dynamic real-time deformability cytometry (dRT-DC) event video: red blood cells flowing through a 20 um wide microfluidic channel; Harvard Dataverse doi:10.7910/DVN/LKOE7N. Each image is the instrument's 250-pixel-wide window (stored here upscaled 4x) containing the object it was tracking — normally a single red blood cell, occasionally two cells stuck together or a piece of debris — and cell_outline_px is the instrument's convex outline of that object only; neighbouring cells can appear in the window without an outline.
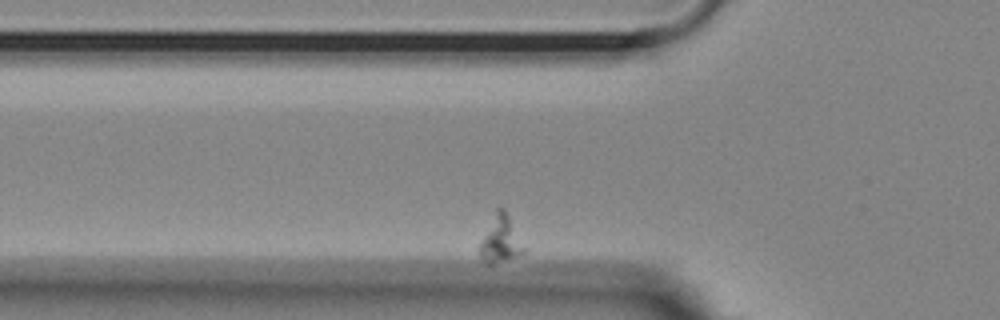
{"species": "Egyptian fruit bat (a non-hibernating species)", "species_latin": "Rousettus aegyptiacus", "temperature_condition": "room temperature", "stored_images_in_passage": 50, "segment_of_instrument_passage": [2, 2], "camera_frame_rate_fps": 3000, "um_per_image_px": 0.085, "animal": {"sex": "female"}, "frame": {"image": 1, "passage_image": 8, "time_ms": 2.333, "image_size_px": [1000, 320], "cell_outline_px": [[524, 252], [516, 256], [492, 264], [488, 264], [480, 256], [480, 244], [496, 208], [504, 208], [524, 248]], "centroid_in_image_um": [42.52, 20.35], "position_along_channel_um": 83.3, "area_um2": 11.33}}
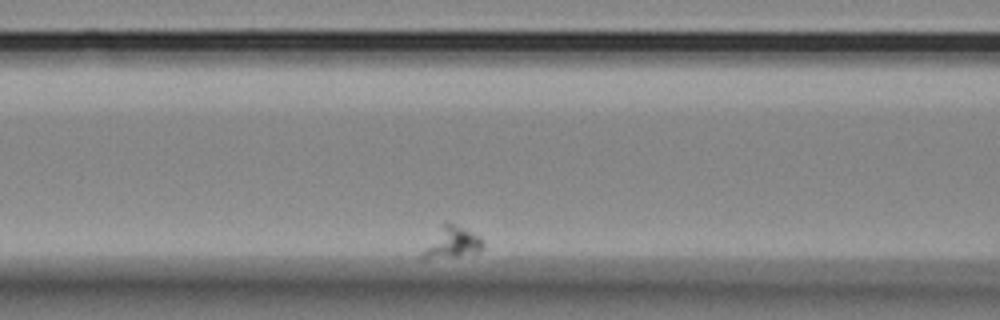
{"frame": {"image": 2, "passage_image": 15, "time_ms": 4.667, "image_size_px": [1000, 320], "cell_outline_px": [[484, 248], [480, 252], [456, 256], [424, 260], [420, 260], [420, 256], [444, 224], [452, 224], [480, 236], [484, 240]], "centroid_in_image_um": [38.49, 20.69], "position_along_channel_um": 128.1, "area_um2": 10.46}}
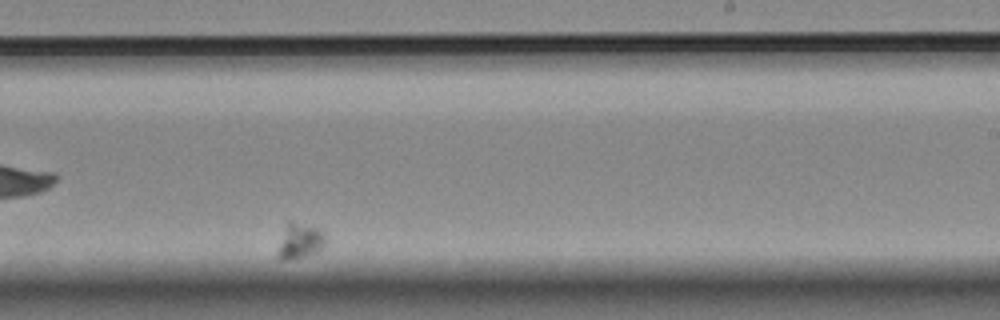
{"frame": {"image": 3, "passage_image": 35, "time_ms": 11.333, "image_size_px": [1000, 320], "cell_outline_px": [[324, 252], [308, 256], [284, 260], [280, 260], [276, 256], [276, 252], [288, 220], [292, 220], [320, 228], [324, 236]], "centroid_in_image_um": [25.51, 20.5], "position_along_channel_um": 263.5, "area_um2": 10.23}}